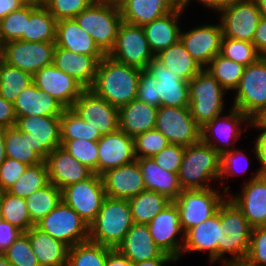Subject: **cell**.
<instances>
[{
    "mask_svg": "<svg viewBox=\"0 0 266 266\" xmlns=\"http://www.w3.org/2000/svg\"><path fill=\"white\" fill-rule=\"evenodd\" d=\"M245 67L219 53L204 69L228 92L235 91L238 87Z\"/></svg>",
    "mask_w": 266,
    "mask_h": 266,
    "instance_id": "cell-42",
    "label": "cell"
},
{
    "mask_svg": "<svg viewBox=\"0 0 266 266\" xmlns=\"http://www.w3.org/2000/svg\"><path fill=\"white\" fill-rule=\"evenodd\" d=\"M5 128H0V165L6 160Z\"/></svg>",
    "mask_w": 266,
    "mask_h": 266,
    "instance_id": "cell-67",
    "label": "cell"
},
{
    "mask_svg": "<svg viewBox=\"0 0 266 266\" xmlns=\"http://www.w3.org/2000/svg\"><path fill=\"white\" fill-rule=\"evenodd\" d=\"M147 226L157 246L164 253L179 261L184 245V232L180 226L177 205L173 201L170 202ZM179 235L180 238H178Z\"/></svg>",
    "mask_w": 266,
    "mask_h": 266,
    "instance_id": "cell-17",
    "label": "cell"
},
{
    "mask_svg": "<svg viewBox=\"0 0 266 266\" xmlns=\"http://www.w3.org/2000/svg\"><path fill=\"white\" fill-rule=\"evenodd\" d=\"M78 25L93 38L107 55L113 48L118 29L123 22L117 2L95 0L75 18Z\"/></svg>",
    "mask_w": 266,
    "mask_h": 266,
    "instance_id": "cell-5",
    "label": "cell"
},
{
    "mask_svg": "<svg viewBox=\"0 0 266 266\" xmlns=\"http://www.w3.org/2000/svg\"><path fill=\"white\" fill-rule=\"evenodd\" d=\"M106 266H133V263L115 248L108 252Z\"/></svg>",
    "mask_w": 266,
    "mask_h": 266,
    "instance_id": "cell-63",
    "label": "cell"
},
{
    "mask_svg": "<svg viewBox=\"0 0 266 266\" xmlns=\"http://www.w3.org/2000/svg\"><path fill=\"white\" fill-rule=\"evenodd\" d=\"M155 128L170 144L189 146L201 140V127L192 118L189 107L160 106Z\"/></svg>",
    "mask_w": 266,
    "mask_h": 266,
    "instance_id": "cell-14",
    "label": "cell"
},
{
    "mask_svg": "<svg viewBox=\"0 0 266 266\" xmlns=\"http://www.w3.org/2000/svg\"><path fill=\"white\" fill-rule=\"evenodd\" d=\"M141 72L142 69L125 65L105 55L99 61L96 79L90 89L119 109L137 98Z\"/></svg>",
    "mask_w": 266,
    "mask_h": 266,
    "instance_id": "cell-1",
    "label": "cell"
},
{
    "mask_svg": "<svg viewBox=\"0 0 266 266\" xmlns=\"http://www.w3.org/2000/svg\"><path fill=\"white\" fill-rule=\"evenodd\" d=\"M177 262L172 256L164 253L160 258H154L142 262H135L133 266H166L170 263Z\"/></svg>",
    "mask_w": 266,
    "mask_h": 266,
    "instance_id": "cell-65",
    "label": "cell"
},
{
    "mask_svg": "<svg viewBox=\"0 0 266 266\" xmlns=\"http://www.w3.org/2000/svg\"><path fill=\"white\" fill-rule=\"evenodd\" d=\"M40 266H66L69 246L36 226L25 232Z\"/></svg>",
    "mask_w": 266,
    "mask_h": 266,
    "instance_id": "cell-34",
    "label": "cell"
},
{
    "mask_svg": "<svg viewBox=\"0 0 266 266\" xmlns=\"http://www.w3.org/2000/svg\"><path fill=\"white\" fill-rule=\"evenodd\" d=\"M256 141H253L255 157L260 165L258 168L266 174V131L259 130Z\"/></svg>",
    "mask_w": 266,
    "mask_h": 266,
    "instance_id": "cell-60",
    "label": "cell"
},
{
    "mask_svg": "<svg viewBox=\"0 0 266 266\" xmlns=\"http://www.w3.org/2000/svg\"><path fill=\"white\" fill-rule=\"evenodd\" d=\"M0 266H12V264L6 259L4 254H0Z\"/></svg>",
    "mask_w": 266,
    "mask_h": 266,
    "instance_id": "cell-69",
    "label": "cell"
},
{
    "mask_svg": "<svg viewBox=\"0 0 266 266\" xmlns=\"http://www.w3.org/2000/svg\"><path fill=\"white\" fill-rule=\"evenodd\" d=\"M133 224L128 200L106 196L98 215L89 225V240L115 249Z\"/></svg>",
    "mask_w": 266,
    "mask_h": 266,
    "instance_id": "cell-4",
    "label": "cell"
},
{
    "mask_svg": "<svg viewBox=\"0 0 266 266\" xmlns=\"http://www.w3.org/2000/svg\"><path fill=\"white\" fill-rule=\"evenodd\" d=\"M185 146L178 144H169L152 158L157 165L166 171L179 173Z\"/></svg>",
    "mask_w": 266,
    "mask_h": 266,
    "instance_id": "cell-55",
    "label": "cell"
},
{
    "mask_svg": "<svg viewBox=\"0 0 266 266\" xmlns=\"http://www.w3.org/2000/svg\"><path fill=\"white\" fill-rule=\"evenodd\" d=\"M227 113L215 117L201 127V140L220 155L231 151L242 132L252 124V120L247 115L232 106ZM242 124L246 126L245 129L242 128Z\"/></svg>",
    "mask_w": 266,
    "mask_h": 266,
    "instance_id": "cell-11",
    "label": "cell"
},
{
    "mask_svg": "<svg viewBox=\"0 0 266 266\" xmlns=\"http://www.w3.org/2000/svg\"><path fill=\"white\" fill-rule=\"evenodd\" d=\"M244 262L248 266H266V225L252 229Z\"/></svg>",
    "mask_w": 266,
    "mask_h": 266,
    "instance_id": "cell-54",
    "label": "cell"
},
{
    "mask_svg": "<svg viewBox=\"0 0 266 266\" xmlns=\"http://www.w3.org/2000/svg\"><path fill=\"white\" fill-rule=\"evenodd\" d=\"M169 144L168 139L156 128L148 130L134 137L135 157L136 159L153 157Z\"/></svg>",
    "mask_w": 266,
    "mask_h": 266,
    "instance_id": "cell-50",
    "label": "cell"
},
{
    "mask_svg": "<svg viewBox=\"0 0 266 266\" xmlns=\"http://www.w3.org/2000/svg\"><path fill=\"white\" fill-rule=\"evenodd\" d=\"M179 78L190 81L203 67L192 58L179 40L155 56Z\"/></svg>",
    "mask_w": 266,
    "mask_h": 266,
    "instance_id": "cell-36",
    "label": "cell"
},
{
    "mask_svg": "<svg viewBox=\"0 0 266 266\" xmlns=\"http://www.w3.org/2000/svg\"><path fill=\"white\" fill-rule=\"evenodd\" d=\"M61 147L98 175L99 155L97 141L82 139L61 140Z\"/></svg>",
    "mask_w": 266,
    "mask_h": 266,
    "instance_id": "cell-49",
    "label": "cell"
},
{
    "mask_svg": "<svg viewBox=\"0 0 266 266\" xmlns=\"http://www.w3.org/2000/svg\"><path fill=\"white\" fill-rule=\"evenodd\" d=\"M184 10L181 5H178L168 14L142 26L150 49L155 56L180 40L181 27L179 25Z\"/></svg>",
    "mask_w": 266,
    "mask_h": 266,
    "instance_id": "cell-28",
    "label": "cell"
},
{
    "mask_svg": "<svg viewBox=\"0 0 266 266\" xmlns=\"http://www.w3.org/2000/svg\"><path fill=\"white\" fill-rule=\"evenodd\" d=\"M61 116H25L16 117L20 131L29 133L31 148L44 161L47 155L61 146Z\"/></svg>",
    "mask_w": 266,
    "mask_h": 266,
    "instance_id": "cell-19",
    "label": "cell"
},
{
    "mask_svg": "<svg viewBox=\"0 0 266 266\" xmlns=\"http://www.w3.org/2000/svg\"><path fill=\"white\" fill-rule=\"evenodd\" d=\"M105 195L101 175L93 174L87 180L66 186L61 199L90 225L98 215Z\"/></svg>",
    "mask_w": 266,
    "mask_h": 266,
    "instance_id": "cell-15",
    "label": "cell"
},
{
    "mask_svg": "<svg viewBox=\"0 0 266 266\" xmlns=\"http://www.w3.org/2000/svg\"><path fill=\"white\" fill-rule=\"evenodd\" d=\"M252 43L260 58H266V18H260Z\"/></svg>",
    "mask_w": 266,
    "mask_h": 266,
    "instance_id": "cell-61",
    "label": "cell"
},
{
    "mask_svg": "<svg viewBox=\"0 0 266 266\" xmlns=\"http://www.w3.org/2000/svg\"><path fill=\"white\" fill-rule=\"evenodd\" d=\"M252 229L241 210L227 197L220 206L218 261L222 265L244 262Z\"/></svg>",
    "mask_w": 266,
    "mask_h": 266,
    "instance_id": "cell-2",
    "label": "cell"
},
{
    "mask_svg": "<svg viewBox=\"0 0 266 266\" xmlns=\"http://www.w3.org/2000/svg\"><path fill=\"white\" fill-rule=\"evenodd\" d=\"M220 228V207L212 217L184 233L181 256L190 252H208L210 263L218 262V239ZM217 261V262H216Z\"/></svg>",
    "mask_w": 266,
    "mask_h": 266,
    "instance_id": "cell-27",
    "label": "cell"
},
{
    "mask_svg": "<svg viewBox=\"0 0 266 266\" xmlns=\"http://www.w3.org/2000/svg\"><path fill=\"white\" fill-rule=\"evenodd\" d=\"M170 202L165 195L144 190L128 200L133 223L148 224Z\"/></svg>",
    "mask_w": 266,
    "mask_h": 266,
    "instance_id": "cell-38",
    "label": "cell"
},
{
    "mask_svg": "<svg viewBox=\"0 0 266 266\" xmlns=\"http://www.w3.org/2000/svg\"><path fill=\"white\" fill-rule=\"evenodd\" d=\"M217 189L218 187L216 189L213 187L182 190L177 199L173 201L177 205L180 226L184 233L218 212L231 191L228 186H225L222 193H219Z\"/></svg>",
    "mask_w": 266,
    "mask_h": 266,
    "instance_id": "cell-7",
    "label": "cell"
},
{
    "mask_svg": "<svg viewBox=\"0 0 266 266\" xmlns=\"http://www.w3.org/2000/svg\"><path fill=\"white\" fill-rule=\"evenodd\" d=\"M105 195L111 198L129 200L145 189L140 167L132 163L112 168L101 174Z\"/></svg>",
    "mask_w": 266,
    "mask_h": 266,
    "instance_id": "cell-25",
    "label": "cell"
},
{
    "mask_svg": "<svg viewBox=\"0 0 266 266\" xmlns=\"http://www.w3.org/2000/svg\"><path fill=\"white\" fill-rule=\"evenodd\" d=\"M55 45L76 54L105 55L75 19L57 21Z\"/></svg>",
    "mask_w": 266,
    "mask_h": 266,
    "instance_id": "cell-35",
    "label": "cell"
},
{
    "mask_svg": "<svg viewBox=\"0 0 266 266\" xmlns=\"http://www.w3.org/2000/svg\"><path fill=\"white\" fill-rule=\"evenodd\" d=\"M111 249L90 240L78 243L69 248L66 266H106Z\"/></svg>",
    "mask_w": 266,
    "mask_h": 266,
    "instance_id": "cell-43",
    "label": "cell"
},
{
    "mask_svg": "<svg viewBox=\"0 0 266 266\" xmlns=\"http://www.w3.org/2000/svg\"><path fill=\"white\" fill-rule=\"evenodd\" d=\"M27 0H0V21L13 11L20 9Z\"/></svg>",
    "mask_w": 266,
    "mask_h": 266,
    "instance_id": "cell-62",
    "label": "cell"
},
{
    "mask_svg": "<svg viewBox=\"0 0 266 266\" xmlns=\"http://www.w3.org/2000/svg\"><path fill=\"white\" fill-rule=\"evenodd\" d=\"M57 20L40 3L26 18V34L21 36V41L55 42Z\"/></svg>",
    "mask_w": 266,
    "mask_h": 266,
    "instance_id": "cell-37",
    "label": "cell"
},
{
    "mask_svg": "<svg viewBox=\"0 0 266 266\" xmlns=\"http://www.w3.org/2000/svg\"><path fill=\"white\" fill-rule=\"evenodd\" d=\"M95 0H44L42 4L57 20L74 19Z\"/></svg>",
    "mask_w": 266,
    "mask_h": 266,
    "instance_id": "cell-53",
    "label": "cell"
},
{
    "mask_svg": "<svg viewBox=\"0 0 266 266\" xmlns=\"http://www.w3.org/2000/svg\"><path fill=\"white\" fill-rule=\"evenodd\" d=\"M0 205L4 221L11 223L22 232H27L34 226L31 223L25 198L12 195L7 191H1Z\"/></svg>",
    "mask_w": 266,
    "mask_h": 266,
    "instance_id": "cell-45",
    "label": "cell"
},
{
    "mask_svg": "<svg viewBox=\"0 0 266 266\" xmlns=\"http://www.w3.org/2000/svg\"><path fill=\"white\" fill-rule=\"evenodd\" d=\"M258 9L261 13V17L266 18V0H255Z\"/></svg>",
    "mask_w": 266,
    "mask_h": 266,
    "instance_id": "cell-68",
    "label": "cell"
},
{
    "mask_svg": "<svg viewBox=\"0 0 266 266\" xmlns=\"http://www.w3.org/2000/svg\"><path fill=\"white\" fill-rule=\"evenodd\" d=\"M16 117L61 116L65 107L34 83L24 88L13 103Z\"/></svg>",
    "mask_w": 266,
    "mask_h": 266,
    "instance_id": "cell-29",
    "label": "cell"
},
{
    "mask_svg": "<svg viewBox=\"0 0 266 266\" xmlns=\"http://www.w3.org/2000/svg\"><path fill=\"white\" fill-rule=\"evenodd\" d=\"M220 164L221 155L202 140L185 146L178 173L182 189L213 188L211 182L219 183Z\"/></svg>",
    "mask_w": 266,
    "mask_h": 266,
    "instance_id": "cell-3",
    "label": "cell"
},
{
    "mask_svg": "<svg viewBox=\"0 0 266 266\" xmlns=\"http://www.w3.org/2000/svg\"><path fill=\"white\" fill-rule=\"evenodd\" d=\"M3 254L12 266H40L25 232Z\"/></svg>",
    "mask_w": 266,
    "mask_h": 266,
    "instance_id": "cell-51",
    "label": "cell"
},
{
    "mask_svg": "<svg viewBox=\"0 0 266 266\" xmlns=\"http://www.w3.org/2000/svg\"><path fill=\"white\" fill-rule=\"evenodd\" d=\"M44 0H33V2H39L42 3Z\"/></svg>",
    "mask_w": 266,
    "mask_h": 266,
    "instance_id": "cell-74",
    "label": "cell"
},
{
    "mask_svg": "<svg viewBox=\"0 0 266 266\" xmlns=\"http://www.w3.org/2000/svg\"><path fill=\"white\" fill-rule=\"evenodd\" d=\"M250 128L266 131V107L252 119Z\"/></svg>",
    "mask_w": 266,
    "mask_h": 266,
    "instance_id": "cell-66",
    "label": "cell"
},
{
    "mask_svg": "<svg viewBox=\"0 0 266 266\" xmlns=\"http://www.w3.org/2000/svg\"><path fill=\"white\" fill-rule=\"evenodd\" d=\"M33 83L46 94L54 97L65 108H71L85 88L72 76L54 64L41 68L33 75Z\"/></svg>",
    "mask_w": 266,
    "mask_h": 266,
    "instance_id": "cell-21",
    "label": "cell"
},
{
    "mask_svg": "<svg viewBox=\"0 0 266 266\" xmlns=\"http://www.w3.org/2000/svg\"><path fill=\"white\" fill-rule=\"evenodd\" d=\"M1 53H2V43L0 41V57H1Z\"/></svg>",
    "mask_w": 266,
    "mask_h": 266,
    "instance_id": "cell-73",
    "label": "cell"
},
{
    "mask_svg": "<svg viewBox=\"0 0 266 266\" xmlns=\"http://www.w3.org/2000/svg\"><path fill=\"white\" fill-rule=\"evenodd\" d=\"M3 220V217H2V211H1V205H0V222Z\"/></svg>",
    "mask_w": 266,
    "mask_h": 266,
    "instance_id": "cell-72",
    "label": "cell"
},
{
    "mask_svg": "<svg viewBox=\"0 0 266 266\" xmlns=\"http://www.w3.org/2000/svg\"><path fill=\"white\" fill-rule=\"evenodd\" d=\"M105 55L76 54L56 46L53 64L64 73L72 76L85 89H90L96 79L99 61Z\"/></svg>",
    "mask_w": 266,
    "mask_h": 266,
    "instance_id": "cell-26",
    "label": "cell"
},
{
    "mask_svg": "<svg viewBox=\"0 0 266 266\" xmlns=\"http://www.w3.org/2000/svg\"><path fill=\"white\" fill-rule=\"evenodd\" d=\"M223 266H248V265L245 262H234V263L224 264Z\"/></svg>",
    "mask_w": 266,
    "mask_h": 266,
    "instance_id": "cell-70",
    "label": "cell"
},
{
    "mask_svg": "<svg viewBox=\"0 0 266 266\" xmlns=\"http://www.w3.org/2000/svg\"><path fill=\"white\" fill-rule=\"evenodd\" d=\"M33 83V75L0 59V95L14 103L24 88Z\"/></svg>",
    "mask_w": 266,
    "mask_h": 266,
    "instance_id": "cell-41",
    "label": "cell"
},
{
    "mask_svg": "<svg viewBox=\"0 0 266 266\" xmlns=\"http://www.w3.org/2000/svg\"><path fill=\"white\" fill-rule=\"evenodd\" d=\"M25 199L31 223L35 226L62 200L61 190L49 182L46 186L36 190Z\"/></svg>",
    "mask_w": 266,
    "mask_h": 266,
    "instance_id": "cell-40",
    "label": "cell"
},
{
    "mask_svg": "<svg viewBox=\"0 0 266 266\" xmlns=\"http://www.w3.org/2000/svg\"><path fill=\"white\" fill-rule=\"evenodd\" d=\"M218 13L223 37L253 41L261 18L255 0H231Z\"/></svg>",
    "mask_w": 266,
    "mask_h": 266,
    "instance_id": "cell-12",
    "label": "cell"
},
{
    "mask_svg": "<svg viewBox=\"0 0 266 266\" xmlns=\"http://www.w3.org/2000/svg\"><path fill=\"white\" fill-rule=\"evenodd\" d=\"M21 233L23 232L17 227L2 220L0 222V254H3Z\"/></svg>",
    "mask_w": 266,
    "mask_h": 266,
    "instance_id": "cell-58",
    "label": "cell"
},
{
    "mask_svg": "<svg viewBox=\"0 0 266 266\" xmlns=\"http://www.w3.org/2000/svg\"><path fill=\"white\" fill-rule=\"evenodd\" d=\"M55 42L15 40L2 44L0 59L34 75L41 68L53 64Z\"/></svg>",
    "mask_w": 266,
    "mask_h": 266,
    "instance_id": "cell-13",
    "label": "cell"
},
{
    "mask_svg": "<svg viewBox=\"0 0 266 266\" xmlns=\"http://www.w3.org/2000/svg\"><path fill=\"white\" fill-rule=\"evenodd\" d=\"M112 59L125 65L147 69L155 57L145 37L142 26L122 22L115 44L107 54Z\"/></svg>",
    "mask_w": 266,
    "mask_h": 266,
    "instance_id": "cell-10",
    "label": "cell"
},
{
    "mask_svg": "<svg viewBox=\"0 0 266 266\" xmlns=\"http://www.w3.org/2000/svg\"><path fill=\"white\" fill-rule=\"evenodd\" d=\"M71 109L101 136L119 129V110L91 89H85Z\"/></svg>",
    "mask_w": 266,
    "mask_h": 266,
    "instance_id": "cell-16",
    "label": "cell"
},
{
    "mask_svg": "<svg viewBox=\"0 0 266 266\" xmlns=\"http://www.w3.org/2000/svg\"><path fill=\"white\" fill-rule=\"evenodd\" d=\"M16 124V116L13 103L6 101L0 95V128L13 127Z\"/></svg>",
    "mask_w": 266,
    "mask_h": 266,
    "instance_id": "cell-59",
    "label": "cell"
},
{
    "mask_svg": "<svg viewBox=\"0 0 266 266\" xmlns=\"http://www.w3.org/2000/svg\"><path fill=\"white\" fill-rule=\"evenodd\" d=\"M5 152L7 158L16 159L28 166L44 162L31 148L29 133L17 127L5 128Z\"/></svg>",
    "mask_w": 266,
    "mask_h": 266,
    "instance_id": "cell-39",
    "label": "cell"
},
{
    "mask_svg": "<svg viewBox=\"0 0 266 266\" xmlns=\"http://www.w3.org/2000/svg\"><path fill=\"white\" fill-rule=\"evenodd\" d=\"M48 183V169L44 161L36 165L28 166L22 176L6 191L21 198H27Z\"/></svg>",
    "mask_w": 266,
    "mask_h": 266,
    "instance_id": "cell-44",
    "label": "cell"
},
{
    "mask_svg": "<svg viewBox=\"0 0 266 266\" xmlns=\"http://www.w3.org/2000/svg\"><path fill=\"white\" fill-rule=\"evenodd\" d=\"M194 1V0H193ZM204 7L208 8V10L212 9L215 12H219L221 9H223L231 0H196ZM192 0H185L181 6L186 9V7H189V3H191Z\"/></svg>",
    "mask_w": 266,
    "mask_h": 266,
    "instance_id": "cell-64",
    "label": "cell"
},
{
    "mask_svg": "<svg viewBox=\"0 0 266 266\" xmlns=\"http://www.w3.org/2000/svg\"><path fill=\"white\" fill-rule=\"evenodd\" d=\"M35 226L69 247L89 240V225L62 200Z\"/></svg>",
    "mask_w": 266,
    "mask_h": 266,
    "instance_id": "cell-9",
    "label": "cell"
},
{
    "mask_svg": "<svg viewBox=\"0 0 266 266\" xmlns=\"http://www.w3.org/2000/svg\"><path fill=\"white\" fill-rule=\"evenodd\" d=\"M157 82L159 107H189V84L175 75L156 57L146 69Z\"/></svg>",
    "mask_w": 266,
    "mask_h": 266,
    "instance_id": "cell-22",
    "label": "cell"
},
{
    "mask_svg": "<svg viewBox=\"0 0 266 266\" xmlns=\"http://www.w3.org/2000/svg\"><path fill=\"white\" fill-rule=\"evenodd\" d=\"M39 2H27L20 9L11 12L0 21V41L2 44L21 40L26 34V18L39 5Z\"/></svg>",
    "mask_w": 266,
    "mask_h": 266,
    "instance_id": "cell-46",
    "label": "cell"
},
{
    "mask_svg": "<svg viewBox=\"0 0 266 266\" xmlns=\"http://www.w3.org/2000/svg\"><path fill=\"white\" fill-rule=\"evenodd\" d=\"M147 191H154L175 201L183 190L177 173L161 168L152 157L136 159Z\"/></svg>",
    "mask_w": 266,
    "mask_h": 266,
    "instance_id": "cell-32",
    "label": "cell"
},
{
    "mask_svg": "<svg viewBox=\"0 0 266 266\" xmlns=\"http://www.w3.org/2000/svg\"><path fill=\"white\" fill-rule=\"evenodd\" d=\"M61 140L98 141L101 134L82 120L71 108H65L60 118Z\"/></svg>",
    "mask_w": 266,
    "mask_h": 266,
    "instance_id": "cell-47",
    "label": "cell"
},
{
    "mask_svg": "<svg viewBox=\"0 0 266 266\" xmlns=\"http://www.w3.org/2000/svg\"><path fill=\"white\" fill-rule=\"evenodd\" d=\"M132 263L160 258L164 252L151 237L147 224L134 223L116 248Z\"/></svg>",
    "mask_w": 266,
    "mask_h": 266,
    "instance_id": "cell-30",
    "label": "cell"
},
{
    "mask_svg": "<svg viewBox=\"0 0 266 266\" xmlns=\"http://www.w3.org/2000/svg\"><path fill=\"white\" fill-rule=\"evenodd\" d=\"M98 144V175L136 160L134 138L118 129L110 134L102 135Z\"/></svg>",
    "mask_w": 266,
    "mask_h": 266,
    "instance_id": "cell-23",
    "label": "cell"
},
{
    "mask_svg": "<svg viewBox=\"0 0 266 266\" xmlns=\"http://www.w3.org/2000/svg\"><path fill=\"white\" fill-rule=\"evenodd\" d=\"M28 165L16 159L6 158L0 165V192L6 191L24 173Z\"/></svg>",
    "mask_w": 266,
    "mask_h": 266,
    "instance_id": "cell-56",
    "label": "cell"
},
{
    "mask_svg": "<svg viewBox=\"0 0 266 266\" xmlns=\"http://www.w3.org/2000/svg\"><path fill=\"white\" fill-rule=\"evenodd\" d=\"M233 95L231 106L251 120L266 107V58L245 67Z\"/></svg>",
    "mask_w": 266,
    "mask_h": 266,
    "instance_id": "cell-8",
    "label": "cell"
},
{
    "mask_svg": "<svg viewBox=\"0 0 266 266\" xmlns=\"http://www.w3.org/2000/svg\"><path fill=\"white\" fill-rule=\"evenodd\" d=\"M255 171L241 186L240 193L228 194L253 228L266 225V174L259 168Z\"/></svg>",
    "mask_w": 266,
    "mask_h": 266,
    "instance_id": "cell-18",
    "label": "cell"
},
{
    "mask_svg": "<svg viewBox=\"0 0 266 266\" xmlns=\"http://www.w3.org/2000/svg\"><path fill=\"white\" fill-rule=\"evenodd\" d=\"M189 84V100L192 118L200 127L225 113L227 91L204 68L195 75Z\"/></svg>",
    "mask_w": 266,
    "mask_h": 266,
    "instance_id": "cell-6",
    "label": "cell"
},
{
    "mask_svg": "<svg viewBox=\"0 0 266 266\" xmlns=\"http://www.w3.org/2000/svg\"><path fill=\"white\" fill-rule=\"evenodd\" d=\"M177 5H181L185 0H174Z\"/></svg>",
    "mask_w": 266,
    "mask_h": 266,
    "instance_id": "cell-71",
    "label": "cell"
},
{
    "mask_svg": "<svg viewBox=\"0 0 266 266\" xmlns=\"http://www.w3.org/2000/svg\"><path fill=\"white\" fill-rule=\"evenodd\" d=\"M107 1H113V2H118L119 0H107Z\"/></svg>",
    "mask_w": 266,
    "mask_h": 266,
    "instance_id": "cell-75",
    "label": "cell"
},
{
    "mask_svg": "<svg viewBox=\"0 0 266 266\" xmlns=\"http://www.w3.org/2000/svg\"><path fill=\"white\" fill-rule=\"evenodd\" d=\"M118 7L123 22L144 26L173 11L174 0H119Z\"/></svg>",
    "mask_w": 266,
    "mask_h": 266,
    "instance_id": "cell-31",
    "label": "cell"
},
{
    "mask_svg": "<svg viewBox=\"0 0 266 266\" xmlns=\"http://www.w3.org/2000/svg\"><path fill=\"white\" fill-rule=\"evenodd\" d=\"M137 99L149 105L159 108V97H157V82L146 70H142L139 79Z\"/></svg>",
    "mask_w": 266,
    "mask_h": 266,
    "instance_id": "cell-57",
    "label": "cell"
},
{
    "mask_svg": "<svg viewBox=\"0 0 266 266\" xmlns=\"http://www.w3.org/2000/svg\"><path fill=\"white\" fill-rule=\"evenodd\" d=\"M222 37L220 21L217 24H208L205 22V24H198L188 31H180L181 43L192 58L203 68L220 53Z\"/></svg>",
    "mask_w": 266,
    "mask_h": 266,
    "instance_id": "cell-20",
    "label": "cell"
},
{
    "mask_svg": "<svg viewBox=\"0 0 266 266\" xmlns=\"http://www.w3.org/2000/svg\"><path fill=\"white\" fill-rule=\"evenodd\" d=\"M220 54L244 66L255 63L259 54L252 42L222 37Z\"/></svg>",
    "mask_w": 266,
    "mask_h": 266,
    "instance_id": "cell-48",
    "label": "cell"
},
{
    "mask_svg": "<svg viewBox=\"0 0 266 266\" xmlns=\"http://www.w3.org/2000/svg\"><path fill=\"white\" fill-rule=\"evenodd\" d=\"M249 157L242 152L240 149H233L229 152L224 153L221 155V164H220V175H219V181L221 184L226 185L224 180L229 179L230 176H236L241 173L247 172V169L249 168ZM243 166V167H242ZM224 178V180H222Z\"/></svg>",
    "mask_w": 266,
    "mask_h": 266,
    "instance_id": "cell-52",
    "label": "cell"
},
{
    "mask_svg": "<svg viewBox=\"0 0 266 266\" xmlns=\"http://www.w3.org/2000/svg\"><path fill=\"white\" fill-rule=\"evenodd\" d=\"M49 182L60 190L90 178L94 172L77 161L61 146L47 155L45 160Z\"/></svg>",
    "mask_w": 266,
    "mask_h": 266,
    "instance_id": "cell-24",
    "label": "cell"
},
{
    "mask_svg": "<svg viewBox=\"0 0 266 266\" xmlns=\"http://www.w3.org/2000/svg\"><path fill=\"white\" fill-rule=\"evenodd\" d=\"M119 129L128 136L135 137L148 130L155 129L158 107L149 105L139 99L119 109Z\"/></svg>",
    "mask_w": 266,
    "mask_h": 266,
    "instance_id": "cell-33",
    "label": "cell"
}]
</instances>
